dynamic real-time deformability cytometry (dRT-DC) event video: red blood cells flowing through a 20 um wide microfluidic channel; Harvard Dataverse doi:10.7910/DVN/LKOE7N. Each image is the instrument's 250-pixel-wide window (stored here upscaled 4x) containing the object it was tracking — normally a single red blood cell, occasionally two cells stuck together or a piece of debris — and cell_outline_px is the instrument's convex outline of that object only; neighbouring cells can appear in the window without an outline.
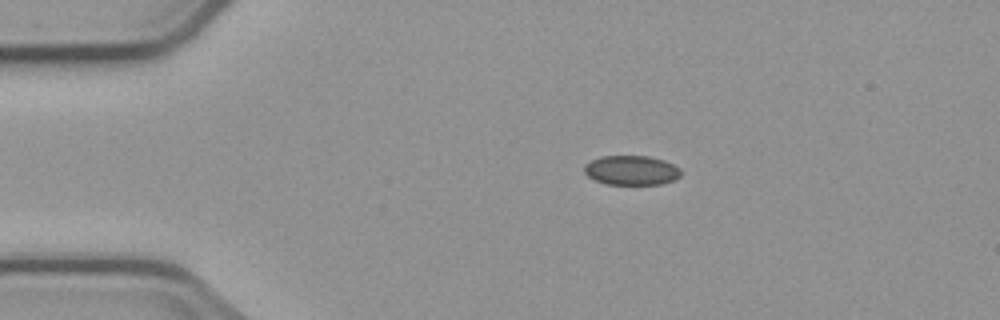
{"species": "common noctule bat (a hibernating species)", "species_latin": "Nyctalus noctula", "temperature_condition": "cold", "stored_images_in_passage": 3, "camera_frame_rate_fps": 3000, "um_per_image_px": 0.085, "animal": {"sex": "male", "body_mass_g": 23.1, "forearm_length_mm": 52.7}, "frame": {"image": 1, "passage_image": 1, "time_ms": 0.0, "image_size_px": [1000, 320], "cell_outline_px": [[680, 176], [676, 180], [660, 184], [604, 184], [588, 176], [584, 172], [584, 164], [600, 156], [648, 156], [664, 160], [680, 168]], "centroid_in_image_um": [53.67, 14.47], "position_along_channel_um": 31.3, "area_um2": 16.65}}